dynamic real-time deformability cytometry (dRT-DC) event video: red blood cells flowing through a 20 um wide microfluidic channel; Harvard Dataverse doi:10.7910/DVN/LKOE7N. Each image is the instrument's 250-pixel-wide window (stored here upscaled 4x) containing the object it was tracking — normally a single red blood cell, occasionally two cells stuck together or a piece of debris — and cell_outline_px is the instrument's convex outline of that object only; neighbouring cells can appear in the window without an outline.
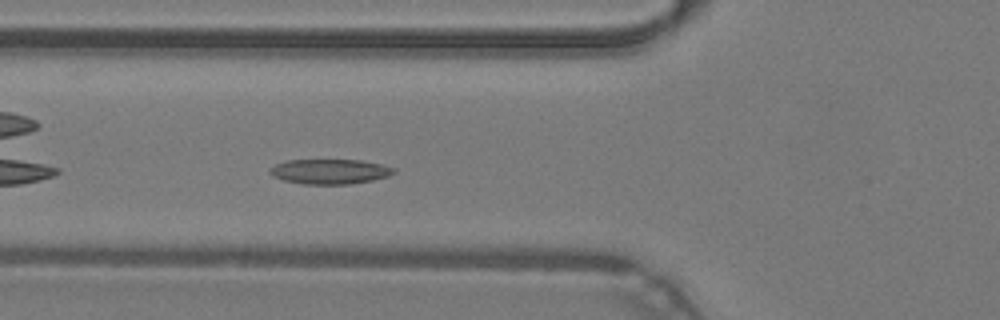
{"species": "common noctule bat (a hibernating species)", "species_latin": "Nyctalus noctula", "temperature_condition": "warm", "stored_images_in_passage": 34, "camera_frame_rate_fps": 3000, "um_per_image_px": 0.085, "animal": {"sex": "male", "body_mass_g": 19.2, "forearm_length_mm": 51.8}, "frame": {"image": 1, "passage_image": 5, "time_ms": 1.333, "image_size_px": [1000, 320], "cell_outline_px": [[396, 172], [388, 176], [372, 180], [348, 184], [304, 184], [284, 180], [272, 176], [268, 172], [268, 168], [276, 164], [288, 160], [360, 160], [380, 164], [396, 168]], "centroid_in_image_um": [28.02, 14.58], "position_along_channel_um": 97.8, "area_um2": 17.98}}
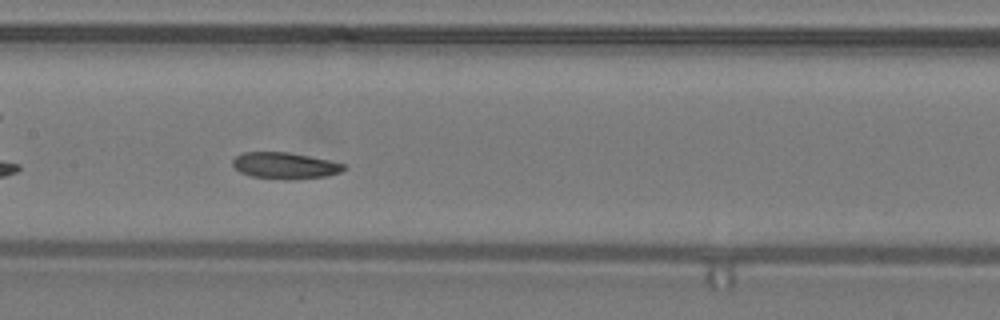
{"frame": {"image": 2, "passage_image": 11, "time_ms": 3.333, "image_size_px": [1000, 320], "cell_outline_px": [[348, 168], [340, 172], [324, 176], [292, 180], [252, 176], [240, 172], [232, 164], [232, 160], [236, 156], [244, 152], [288, 152], [328, 160], [344, 164]], "centroid_in_image_um": [24.22, 14.07], "position_along_channel_um": 183.2, "area_um2": 16.94}}
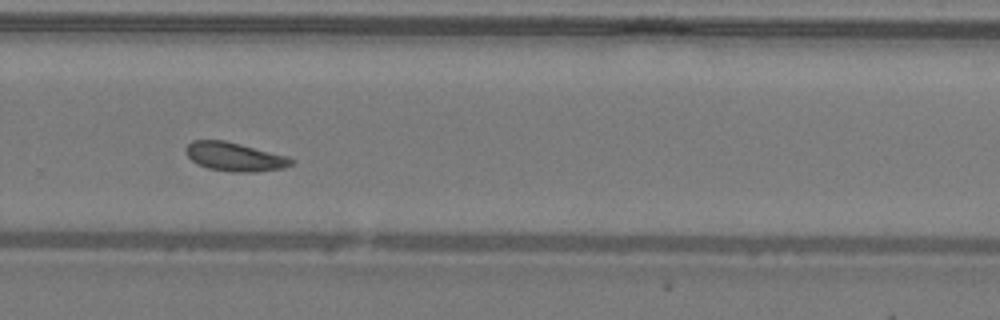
{"frame": {"image": 3, "passage_image": 20, "time_ms": 6.333, "image_size_px": [1000, 320], "cell_outline_px": [[292, 164], [284, 168], [256, 172], [232, 172], [208, 168], [196, 164], [188, 156], [184, 148], [192, 140], [224, 140], [288, 156], [292, 160]], "centroid_in_image_um": [19.92, 13.33], "position_along_channel_um": 309.9, "area_um2": 17.63}, "authors_computed_cell_mechanics": {"area_um2": 17.7446, "velocity_mm_per_s": 4.2483, "shape_relaxation_time_tau1_ms": 6.8596, "shape_relaxation_time_tau2_ms": null, "deformation_change_tau1": 0.1296, "deformation_change_tau2": null}}